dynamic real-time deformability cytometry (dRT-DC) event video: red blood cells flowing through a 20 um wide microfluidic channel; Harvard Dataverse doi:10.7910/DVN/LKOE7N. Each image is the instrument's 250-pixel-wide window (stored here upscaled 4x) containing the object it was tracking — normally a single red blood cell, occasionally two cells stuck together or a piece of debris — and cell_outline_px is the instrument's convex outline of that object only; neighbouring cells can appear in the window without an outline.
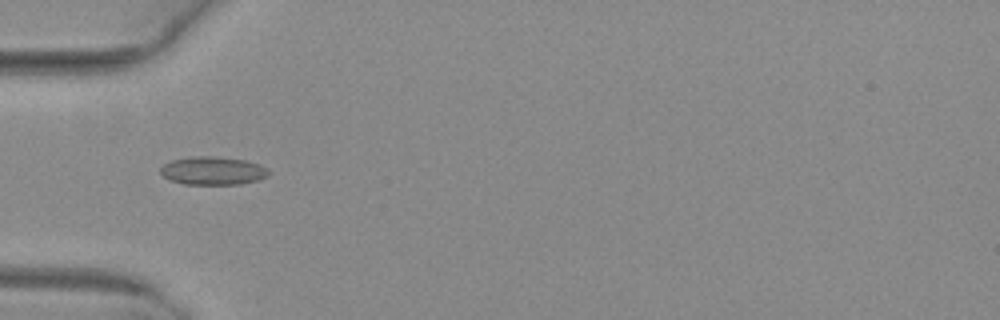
{"species": "common noctule bat (a hibernating species)", "species_latin": "Nyctalus noctula", "temperature_condition": "warm", "stored_images_in_passage": 52, "camera_frame_rate_fps": 3000, "um_per_image_px": 0.085, "animal": {"sex": "female", "body_mass_g": 29.2, "forearm_length_mm": 56.3}, "frame": {"image": 1, "passage_image": 18, "time_ms": 5.667, "image_size_px": [1000, 320], "cell_outline_px": [[268, 176], [256, 180], [240, 184], [184, 184], [172, 180], [164, 176], [160, 172], [160, 168], [164, 164], [172, 160], [192, 156], [212, 156], [244, 160], [260, 164], [268, 168]], "centroid_in_image_um": [18.1, 14.51], "position_along_channel_um": 66.9, "area_um2": 17.63}}
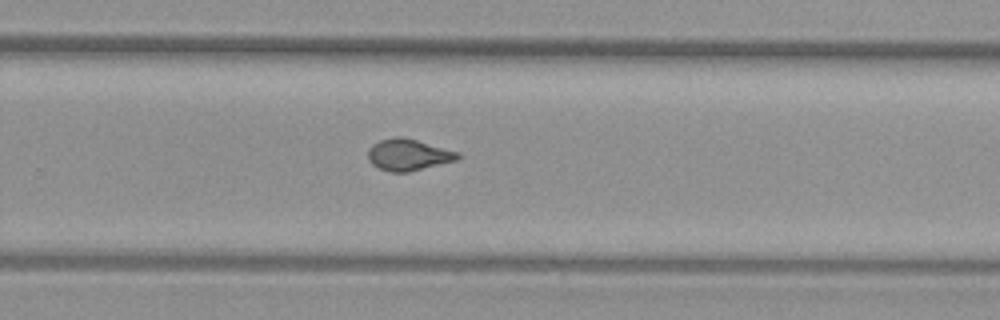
{"frame": {"image": 2, "passage_image": 35, "time_ms": 11.333, "image_size_px": [1000, 320], "cell_outline_px": [[460, 156], [456, 160], [408, 172], [392, 172], [380, 168], [372, 164], [368, 160], [368, 148], [372, 144], [380, 140], [396, 136], [404, 136], [460, 152]], "centroid_in_image_um": [34.69, 13.13], "position_along_channel_um": 295.1, "area_um2": 16.53}}
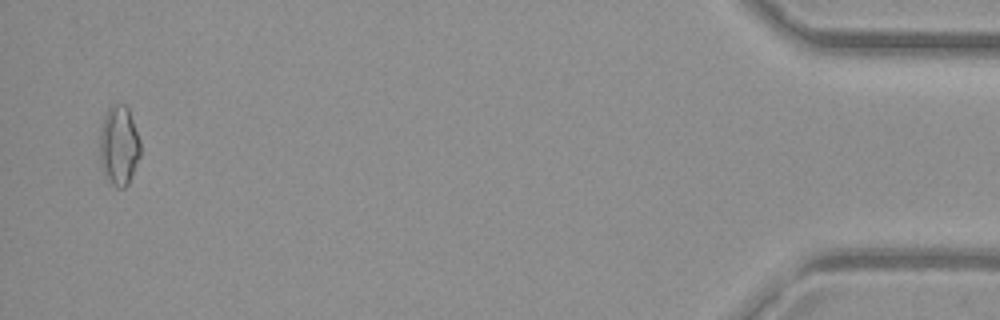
{"frame": {"image": 3, "passage_image": 51, "time_ms": 16.667, "image_size_px": [1000, 320], "cell_outline_px": [[140, 156], [128, 184], [124, 188], [116, 188], [112, 184], [100, 168], [100, 128], [104, 116], [108, 108], [116, 104], [124, 104], [128, 108], [140, 140]], "centroid_in_image_um": [10.1, 12.39], "position_along_channel_um": 425.1, "area_um2": 18.9}, "authors_computed_cell_mechanics": {"area_um2": 16.4152, "velocity_mm_per_s": 4.0339, "shape_relaxation_time_tau1_ms": null, "shape_relaxation_time_tau2_ms": 0.6721, "deformation_change_tau1": null, "deformation_change_tau2": 0.0478}}